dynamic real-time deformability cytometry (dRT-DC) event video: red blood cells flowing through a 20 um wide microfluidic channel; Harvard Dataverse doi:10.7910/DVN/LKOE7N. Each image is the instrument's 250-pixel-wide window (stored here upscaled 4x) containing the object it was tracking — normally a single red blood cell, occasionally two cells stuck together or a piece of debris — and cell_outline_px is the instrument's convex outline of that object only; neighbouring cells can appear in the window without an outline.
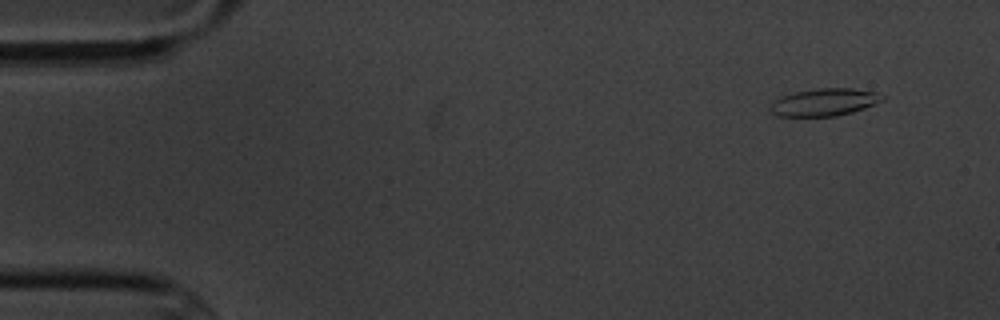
{"species": "common noctule bat (a hibernating species)", "species_latin": "Nyctalus noctula", "temperature_condition": "cold", "stored_images_in_passage": 10, "camera_frame_rate_fps": 3000, "um_per_image_px": 0.085, "animal": {"sex": "male", "body_mass_g": 20.1, "forearm_length_mm": 53.5}, "frame": {"image": 1, "passage_image": 1, "time_ms": 0.0, "image_size_px": [1000, 320], "cell_outline_px": [[884, 100], [864, 108], [852, 112], [836, 116], [780, 116], [772, 112], [768, 108], [776, 100], [784, 96], [796, 92], [816, 88], [852, 88], [876, 92], [884, 96]], "centroid_in_image_um": [70.1, 8.68], "position_along_channel_um": 14.9, "area_um2": 17.69}}
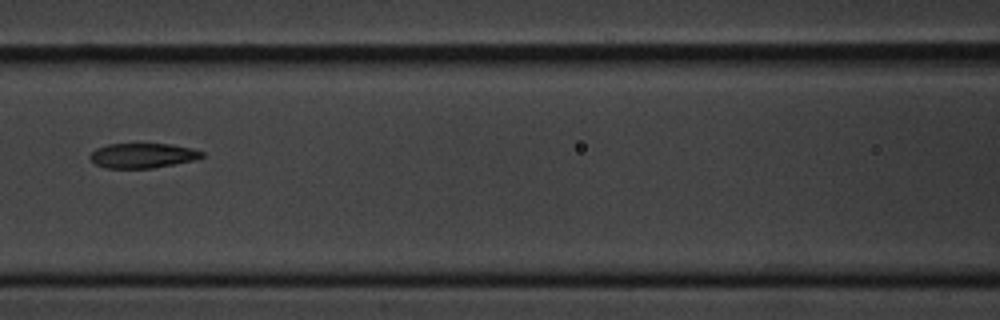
{"frame": {"image": 2, "passage_image": 7, "time_ms": 7.0, "image_size_px": [1000, 320], "cell_outline_px": [[204, 156], [196, 160], [152, 168], [104, 168], [96, 164], [88, 156], [96, 148], [108, 144], [172, 144], [192, 148], [204, 152]], "centroid_in_image_um": [12.14, 13.22], "position_along_channel_um": 154.5, "area_um2": 16.24}}
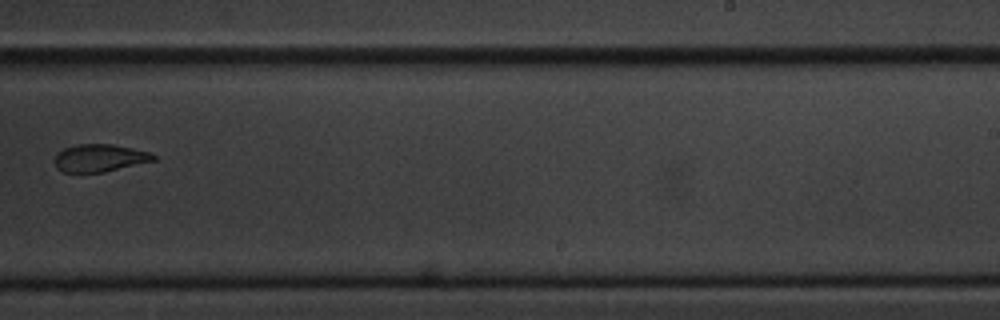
{"frame": {"image": 3, "passage_image": 10, "time_ms": 10.667, "image_size_px": [1000, 320], "cell_outline_px": [[156, 160], [104, 172], [64, 172], [56, 168], [56, 152], [64, 148], [80, 144], [112, 144], [132, 148], [148, 152], [156, 156]], "centroid_in_image_um": [8.47, 13.43], "position_along_channel_um": 280.5, "area_um2": 15.72}}